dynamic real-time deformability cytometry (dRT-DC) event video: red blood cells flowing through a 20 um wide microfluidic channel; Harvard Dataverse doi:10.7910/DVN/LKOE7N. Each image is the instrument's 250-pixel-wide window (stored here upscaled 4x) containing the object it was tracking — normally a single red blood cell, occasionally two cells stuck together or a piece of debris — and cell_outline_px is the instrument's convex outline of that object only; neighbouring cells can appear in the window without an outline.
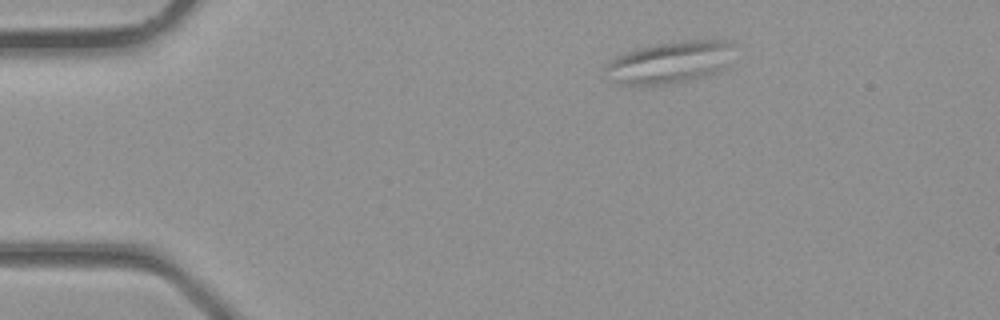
{"species": "common noctule bat (a hibernating species)", "species_latin": "Nyctalus noctula", "temperature_condition": "room temperature", "stored_images_in_passage": 2, "camera_frame_rate_fps": 3000, "um_per_image_px": 0.085, "animal": {"sex": "male", "body_mass_g": 23.1, "forearm_length_mm": 52.7}, "frame": {"image": 1, "passage_image": 1, "time_ms": 0.0, "image_size_px": [1000, 320], "cell_outline_px": [[732, 44], [724, 68], [716, 72], [704, 76], [664, 84], [620, 84], [604, 68], [608, 60], [616, 56], [640, 48], [656, 44], [684, 40], [728, 40]], "centroid_in_image_um": [56.92, 5.27], "position_along_channel_um": 28.1, "area_um2": 30.35}}